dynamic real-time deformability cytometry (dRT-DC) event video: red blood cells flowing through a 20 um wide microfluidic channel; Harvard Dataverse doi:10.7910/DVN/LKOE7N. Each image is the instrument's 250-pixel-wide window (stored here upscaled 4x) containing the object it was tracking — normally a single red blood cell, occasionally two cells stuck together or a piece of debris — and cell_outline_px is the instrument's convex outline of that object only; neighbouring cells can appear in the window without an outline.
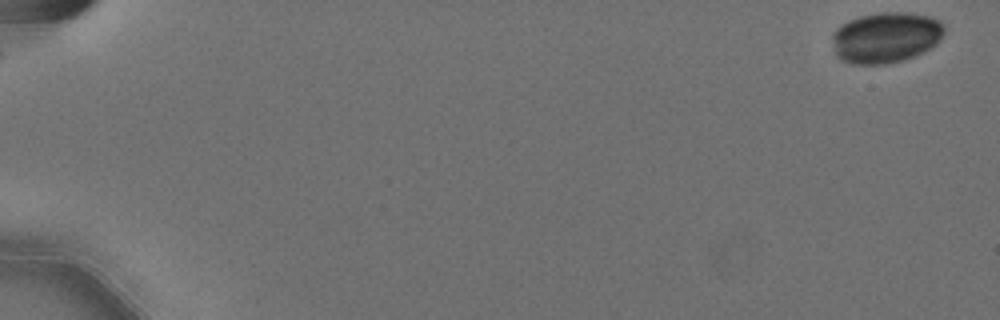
{"species": "Egyptian fruit bat (a non-hibernating species)", "species_latin": "Rousettus aegyptiacus", "temperature_condition": "cold", "stored_images_in_passage": 50, "camera_frame_rate_fps": 3000, "um_per_image_px": 0.085, "animal": {"sex": "female"}, "frame": {"image": 1, "passage_image": 1, "time_ms": 0.0, "image_size_px": [1000, 320], "cell_outline_px": [[944, 32], [940, 40], [936, 44], [912, 56], [900, 60], [884, 64], [852, 64], [840, 60], [836, 56], [832, 40], [832, 36], [836, 28], [840, 24], [848, 20], [860, 16], [880, 12], [908, 12], [928, 16], [940, 20], [944, 24]], "centroid_in_image_um": [75.26, 3.17], "position_along_channel_um": 9.7, "area_um2": 33.18}}
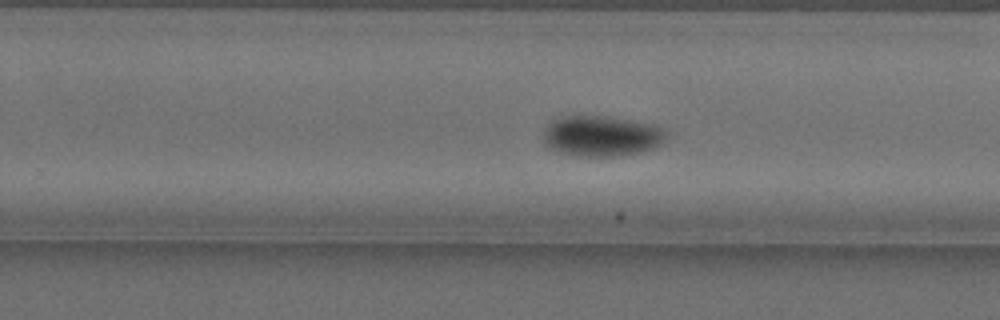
{"frame": {"image": 2, "passage_image": 31, "time_ms": 10.0, "image_size_px": [1000, 320], "cell_outline_px": [[664, 136], [660, 144], [652, 148], [640, 152], [620, 156], [576, 156], [548, 148], [544, 144], [544, 128], [552, 120], [560, 116], [608, 116], [648, 124], [660, 128], [664, 132]], "centroid_in_image_um": [51.03, 11.56], "position_along_channel_um": 278.8, "area_um2": 28.73}}
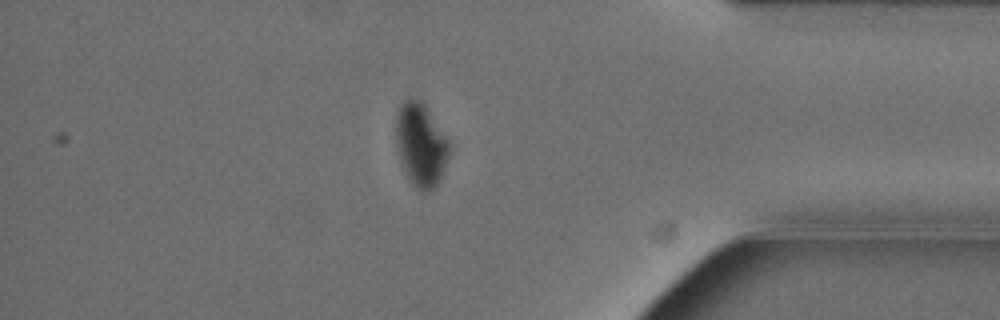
{"frame": {"image": 3, "passage_image": 43, "time_ms": 14.0, "image_size_px": [1000, 320], "cell_outline_px": [[452, 148], [440, 180], [436, 188], [428, 192], [420, 192], [408, 180], [400, 160], [396, 148], [396, 116], [400, 104], [404, 100], [420, 100], [424, 104], [452, 144]], "centroid_in_image_um": [35.79, 12.36], "position_along_channel_um": 399.4, "area_um2": 26.3}, "authors_computed_cell_mechanics": {"area_um2": 28.7844, "velocity_mm_per_s": 3.5645, "shape_relaxation_time_tau1_ms": 2.5433, "shape_relaxation_time_tau2_ms": null, "deformation_change_tau1": 0.1009, "deformation_change_tau2": null}}